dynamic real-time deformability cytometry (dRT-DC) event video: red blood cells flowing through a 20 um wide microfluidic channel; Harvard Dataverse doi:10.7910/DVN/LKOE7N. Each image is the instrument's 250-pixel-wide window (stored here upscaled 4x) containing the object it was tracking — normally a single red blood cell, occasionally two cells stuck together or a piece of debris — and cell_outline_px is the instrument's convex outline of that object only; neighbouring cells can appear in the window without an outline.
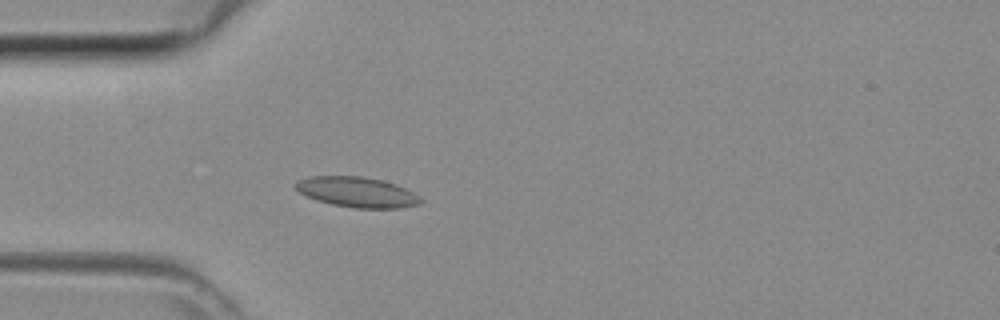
{"species": "common noctule bat (a hibernating species)", "species_latin": "Nyctalus noctula", "temperature_condition": "room temperature", "stored_images_in_passage": 43, "camera_frame_rate_fps": 3000, "um_per_image_px": 0.085, "animal": {"sex": "female", "body_mass_g": 29.2, "forearm_length_mm": 56.3}, "frame": {"image": 1, "passage_image": 12, "time_ms": 3.667, "image_size_px": [1000, 320], "cell_outline_px": [[424, 200], [420, 204], [400, 208], [352, 208], [332, 204], [316, 200], [300, 192], [292, 184], [296, 180], [308, 176], [364, 176], [396, 184], [412, 192]], "centroid_in_image_um": [30.32, 16.32], "position_along_channel_um": 54.7, "area_um2": 22.14}}
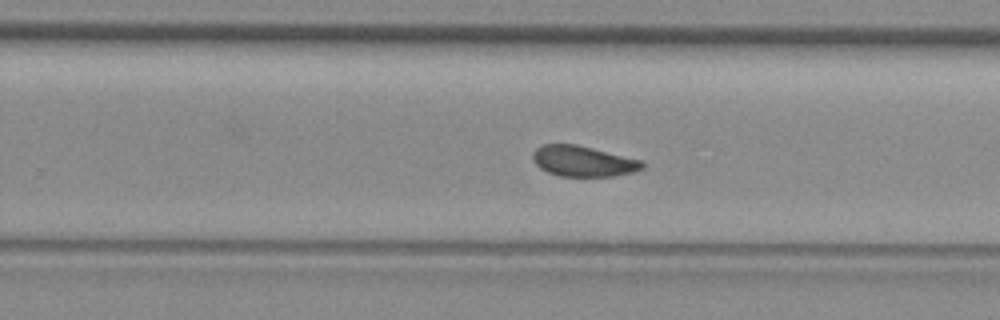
{"frame": {"image": 2, "passage_image": 27, "time_ms": 8.667, "image_size_px": [1000, 320], "cell_outline_px": [[644, 168], [632, 172], [616, 176], [560, 176], [548, 172], [540, 168], [536, 164], [532, 156], [532, 152], [540, 144], [576, 144], [644, 160]], "centroid_in_image_um": [49.58, 13.69], "position_along_channel_um": 280.2, "area_um2": 19.71}}
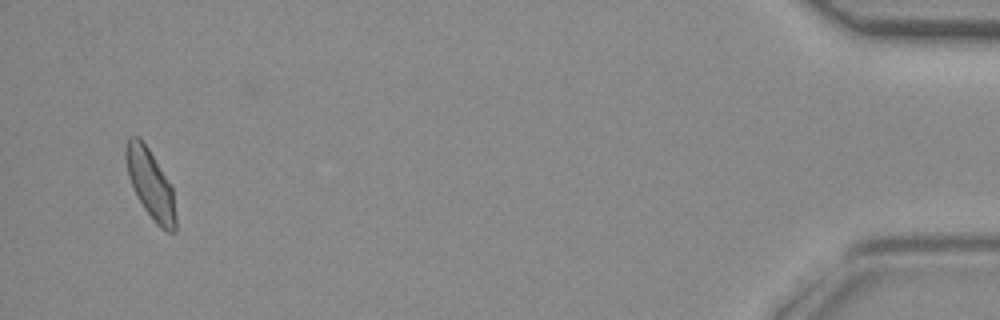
{"frame": {"image": 3, "passage_image": 42, "time_ms": 13.667, "image_size_px": [1000, 320], "cell_outline_px": [[176, 232], [168, 232], [160, 228], [156, 224], [144, 208], [136, 196], [128, 176], [124, 156], [124, 148], [128, 136], [136, 136], [148, 148], [172, 188], [176, 216]], "centroid_in_image_um": [12.76, 15.67], "position_along_channel_um": 422.4, "area_um2": 19.94}}